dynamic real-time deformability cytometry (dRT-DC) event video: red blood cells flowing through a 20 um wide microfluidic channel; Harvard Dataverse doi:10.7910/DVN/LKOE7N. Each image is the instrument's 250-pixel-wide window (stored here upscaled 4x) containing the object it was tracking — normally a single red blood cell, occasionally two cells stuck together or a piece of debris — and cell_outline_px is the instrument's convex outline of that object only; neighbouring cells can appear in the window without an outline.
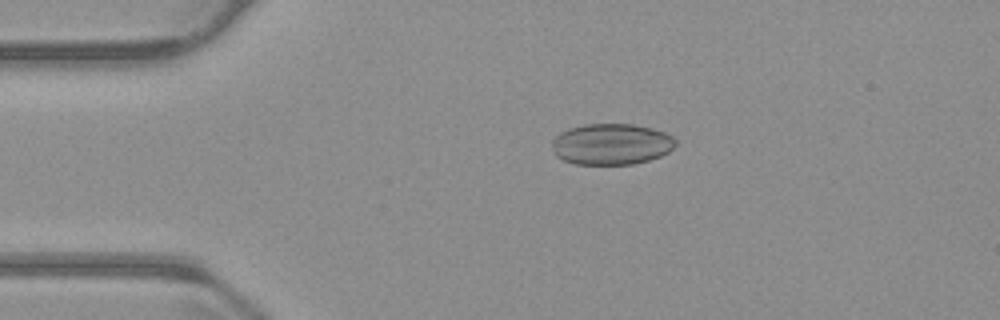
{"species": "common noctule bat (a hibernating species)", "species_latin": "Nyctalus noctula", "temperature_condition": "warm", "stored_images_in_passage": 51, "camera_frame_rate_fps": 3000, "um_per_image_px": 0.085, "animal": {"sex": "male", "body_mass_g": 23.1, "forearm_length_mm": 52.7}, "frame": {"image": 1, "passage_image": 7, "time_ms": 2.0, "image_size_px": [1000, 320], "cell_outline_px": [[676, 144], [668, 152], [660, 156], [648, 160], [632, 164], [576, 164], [564, 160], [556, 156], [552, 148], [552, 140], [560, 132], [568, 128], [584, 124], [632, 124], [652, 128], [664, 132], [672, 136], [676, 140]], "centroid_in_image_um": [51.95, 12.24], "position_along_channel_um": 33.0, "area_um2": 29.65}}
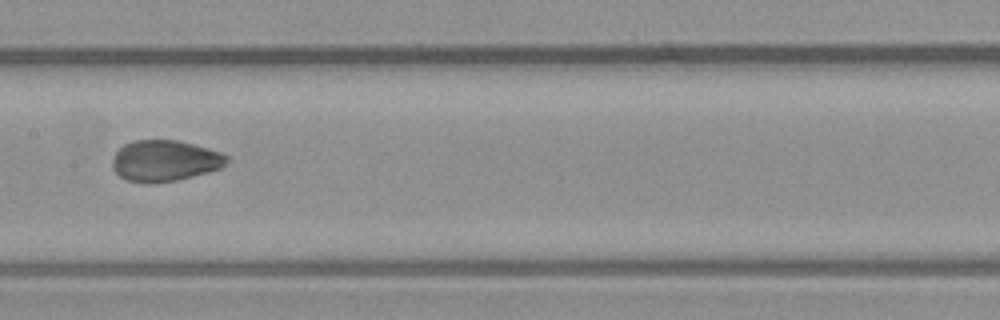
{"frame": {"image": 2, "passage_image": 23, "time_ms": 7.333, "image_size_px": [1000, 320], "cell_outline_px": [[228, 160], [220, 168], [208, 172], [176, 180], [152, 184], [148, 184], [128, 180], [120, 176], [112, 168], [112, 160], [116, 152], [124, 144], [132, 140], [180, 140], [208, 148], [220, 152], [228, 156]], "centroid_in_image_um": [13.99, 13.66], "position_along_channel_um": 193.4, "area_um2": 27.46}}
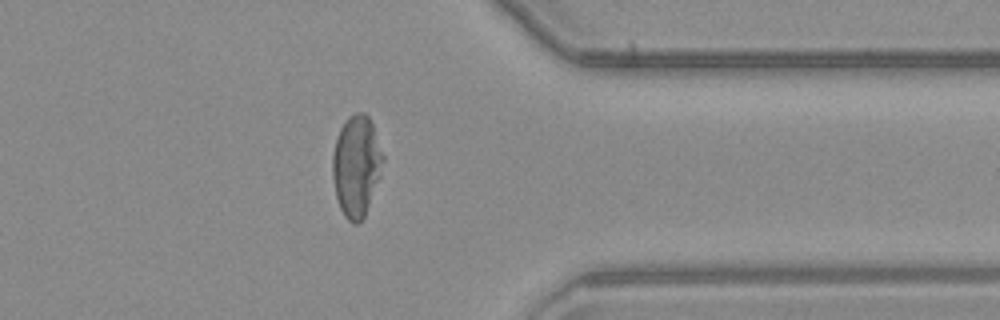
{"frame": {"image": 3, "passage_image": 39, "time_ms": 12.667, "image_size_px": [1000, 320], "cell_outline_px": [[384, 160], [380, 176], [364, 216], [360, 224], [352, 224], [344, 216], [340, 208], [336, 196], [332, 176], [332, 156], [336, 140], [340, 128], [344, 120], [348, 116], [356, 112], [364, 112], [368, 116], [372, 124], [384, 156]], "centroid_in_image_um": [30.28, 14.1], "position_along_channel_um": 381.1, "area_um2": 29.77}, "authors_computed_cell_mechanics": {"area_um2": 29.0156, "velocity_mm_per_s": 3.7479, "shape_relaxation_time_tau1_ms": 9.2506, "shape_relaxation_time_tau2_ms": 0.6482, "deformation_change_tau1": 0.2139, "deformation_change_tau2": 0.0416}}